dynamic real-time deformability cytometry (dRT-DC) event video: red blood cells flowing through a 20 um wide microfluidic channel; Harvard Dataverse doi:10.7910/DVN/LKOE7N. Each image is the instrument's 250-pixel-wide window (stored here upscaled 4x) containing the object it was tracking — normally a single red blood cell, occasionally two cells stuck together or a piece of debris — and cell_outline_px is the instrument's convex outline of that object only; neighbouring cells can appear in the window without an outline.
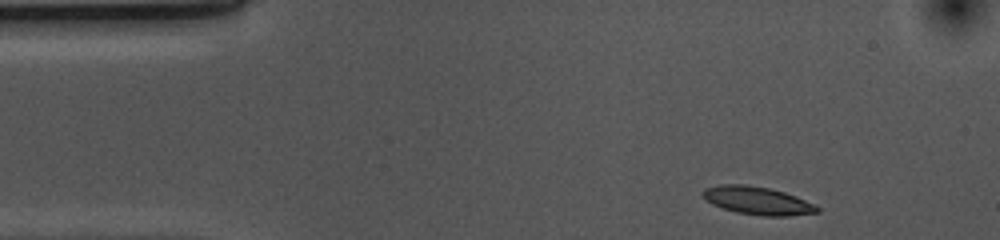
{"species": "common noctule bat (a hibernating species)", "species_latin": "Nyctalus noctula", "temperature_condition": "cold", "stored_images_in_passage": 38, "camera_frame_rate_fps": 3000, "um_per_image_px": 0.085, "animal": {"sex": "female", "body_mass_g": 10.0, "forearm_length_mm": 53.1}, "frame": {"image": 1, "passage_image": 1, "time_ms": 0.0, "image_size_px": [1000, 240], "cell_outline_px": [[820, 212], [788, 216], [764, 216], [736, 212], [712, 204], [700, 192], [704, 188], [720, 184], [748, 184], [768, 188], [784, 192], [796, 196], [816, 204], [820, 208]], "centroid_in_image_um": [64.42, 17.05], "position_along_channel_um": 20.6, "area_um2": 18.73}}
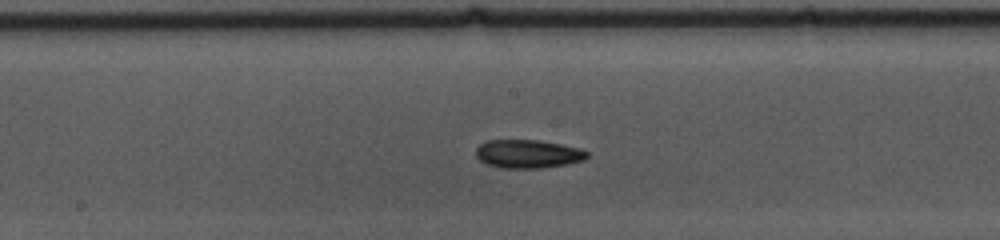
{"frame": {"image": 2, "passage_image": 21, "time_ms": 6.667, "image_size_px": [1000, 240], "cell_outline_px": [[588, 156], [584, 160], [564, 164], [540, 168], [504, 168], [488, 164], [480, 160], [476, 156], [476, 148], [480, 144], [488, 140], [540, 140], [580, 148], [588, 152]], "centroid_in_image_um": [44.87, 13.07], "position_along_channel_um": 203.3, "area_um2": 18.26}}
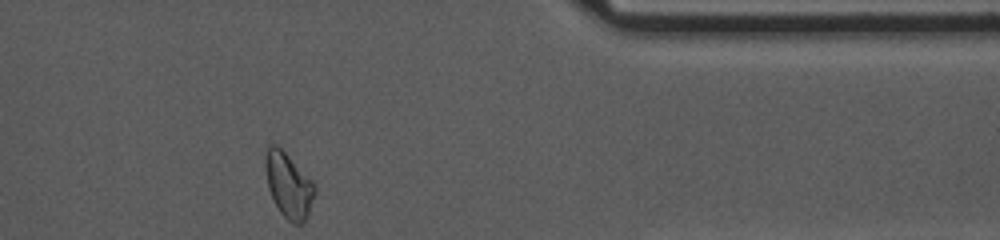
{"frame": {"image": 3, "passage_image": 38, "time_ms": 12.333, "image_size_px": [1000, 240], "cell_outline_px": [[316, 192], [308, 216], [304, 224], [292, 224], [280, 212], [268, 188], [264, 168], [264, 160], [268, 144], [276, 144], [316, 184]], "centroid_in_image_um": [24.54, 15.76], "position_along_channel_um": 386.9, "area_um2": 18.84}, "authors_computed_cell_mechanics": {"area_um2": 18.2359, "velocity_mm_per_s": 3.6721, "shape_relaxation_time_tau1_ms": 9.1325, "shape_relaxation_time_tau2_ms": null, "deformation_change_tau1": 0.1825, "deformation_change_tau2": null}}